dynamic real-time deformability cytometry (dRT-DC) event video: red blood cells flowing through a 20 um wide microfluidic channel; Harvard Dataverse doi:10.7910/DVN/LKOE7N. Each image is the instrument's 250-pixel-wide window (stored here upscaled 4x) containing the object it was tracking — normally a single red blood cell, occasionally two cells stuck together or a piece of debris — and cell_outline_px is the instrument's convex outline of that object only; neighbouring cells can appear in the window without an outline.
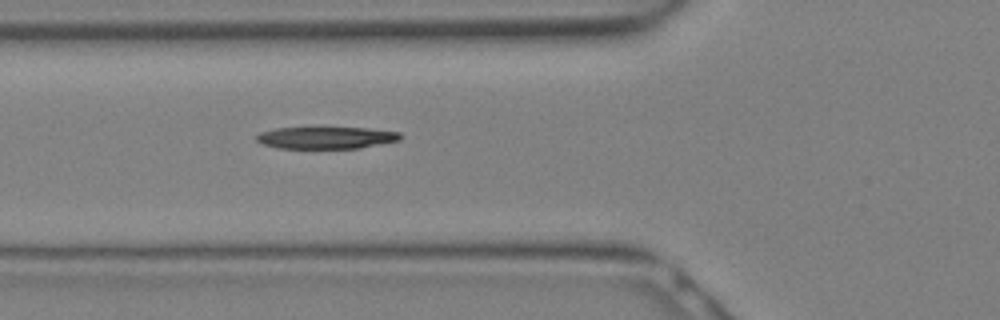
{"species": "Egyptian fruit bat (a non-hibernating species)", "species_latin": "Rousettus aegyptiacus", "temperature_condition": "warm", "stored_images_in_passage": 2, "camera_frame_rate_fps": 3000, "um_per_image_px": 0.085, "animal": {"sex": "female"}, "frame": {"image": 1, "passage_image": 2, "time_ms": 0.333, "image_size_px": [1000, 320], "cell_outline_px": [[404, 136], [400, 140], [360, 148], [280, 148], [260, 144], [256, 140], [256, 136], [260, 132], [276, 128], [368, 128], [400, 132]], "centroid_in_image_um": [27.74, 11.71], "position_along_channel_um": 98.1, "area_um2": 18.44}}